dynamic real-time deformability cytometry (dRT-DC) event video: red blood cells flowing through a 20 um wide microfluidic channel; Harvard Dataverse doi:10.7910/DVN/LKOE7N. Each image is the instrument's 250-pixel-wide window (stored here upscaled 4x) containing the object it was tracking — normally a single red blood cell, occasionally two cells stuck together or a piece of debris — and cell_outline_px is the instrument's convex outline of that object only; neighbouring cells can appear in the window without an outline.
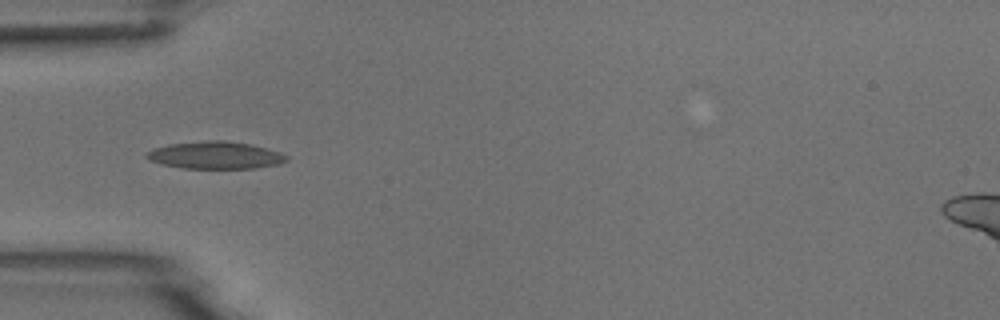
{"species": "common noctule bat (a hibernating species)", "species_latin": "Nyctalus noctula", "temperature_condition": "room temperature", "stored_images_in_passage": 8, "camera_frame_rate_fps": 3000, "um_per_image_px": 0.085, "animal": {"sex": "male", "body_mass_g": 18.8}, "frame": {"image": 1, "passage_image": 4, "time_ms": 3.333, "image_size_px": [1000, 320], "cell_outline_px": [[288, 160], [280, 164], [256, 168], [180, 168], [160, 164], [148, 160], [144, 156], [144, 152], [152, 148], [168, 144], [208, 140], [224, 140], [252, 144], [280, 152], [288, 156]], "centroid_in_image_um": [18.26, 13.19], "position_along_channel_um": 66.7, "area_um2": 22.66}}